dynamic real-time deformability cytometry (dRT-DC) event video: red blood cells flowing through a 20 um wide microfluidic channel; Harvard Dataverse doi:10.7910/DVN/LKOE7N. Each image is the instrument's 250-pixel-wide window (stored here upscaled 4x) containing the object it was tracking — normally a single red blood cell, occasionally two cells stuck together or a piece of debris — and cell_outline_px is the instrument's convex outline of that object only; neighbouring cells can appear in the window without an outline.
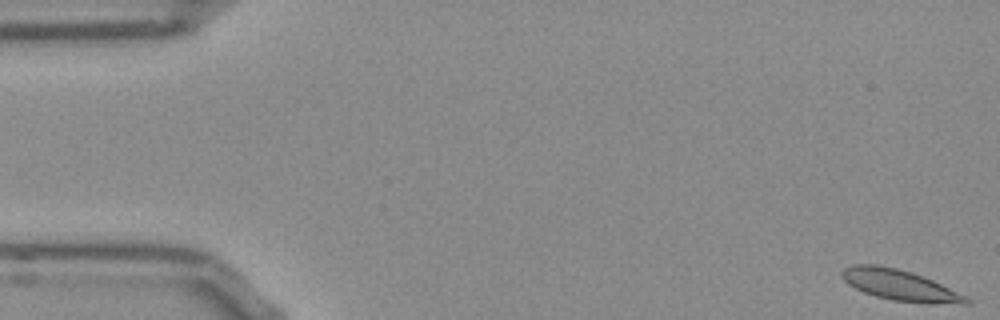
{"species": "Egyptian fruit bat (a non-hibernating species)", "species_latin": "Rousettus aegyptiacus", "temperature_condition": "room temperature", "stored_images_in_passage": 54, "camera_frame_rate_fps": 3000, "um_per_image_px": 0.085, "frame": {"image": 1, "passage_image": 1, "time_ms": 0.0, "image_size_px": [1000, 320], "cell_outline_px": [[972, 304], [960, 304], [892, 300], [876, 296], [864, 292], [848, 284], [840, 276], [840, 272], [844, 268], [852, 264], [876, 264], [896, 268], [912, 272], [932, 280], [968, 296], [972, 300]], "centroid_in_image_um": [76.48, 24.22], "position_along_channel_um": 8.5, "area_um2": 22.14}}
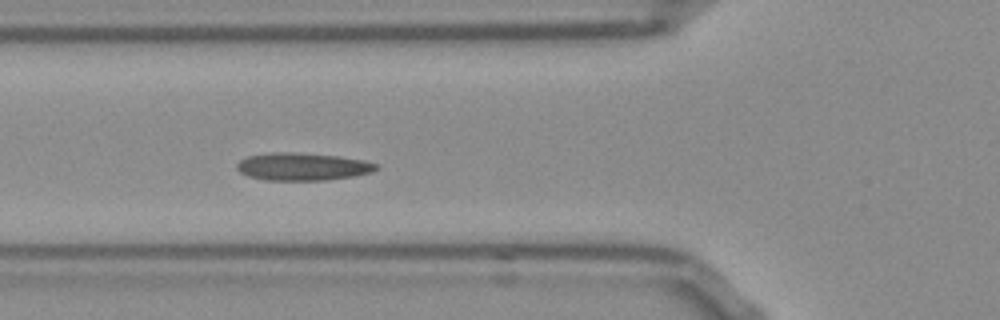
{"frame": {"image": 2, "passage_image": 19, "time_ms": 6.0, "image_size_px": [1000, 320], "cell_outline_px": [[380, 168], [372, 172], [356, 176], [324, 180], [264, 180], [248, 176], [240, 172], [236, 168], [236, 164], [240, 160], [248, 156], [272, 152], [292, 152], [340, 156], [364, 160], [376, 164]], "centroid_in_image_um": [25.72, 14.16], "position_along_channel_um": 100.1, "area_um2": 22.54}}
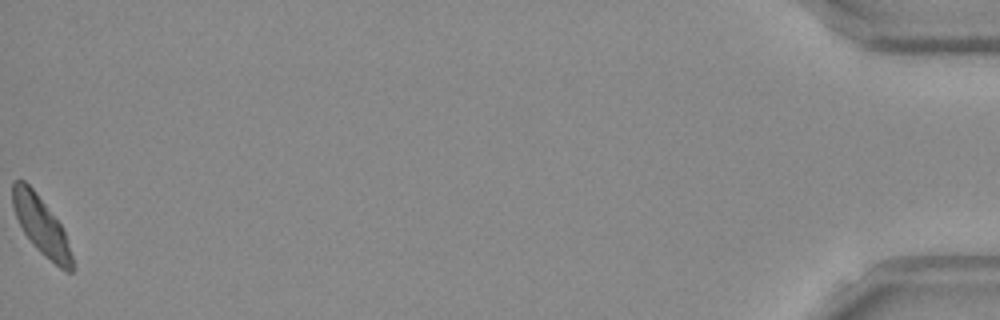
{"frame": {"image": 3, "passage_image": 54, "time_ms": 17.667, "image_size_px": [1000, 320], "cell_outline_px": [[76, 268], [72, 272], [68, 272], [60, 268], [44, 256], [36, 248], [24, 232], [12, 208], [12, 180], [24, 180], [32, 188], [60, 224], [64, 232]], "centroid_in_image_um": [3.5, 19.21], "position_along_channel_um": 431.7, "area_um2": 19.83}, "authors_computed_cell_mechanics": {"area_um2": 21.2993, "velocity_mm_per_s": 3.7398, "shape_relaxation_time_tau1_ms": null, "shape_relaxation_time_tau2_ms": 4.7953, "deformation_change_tau1": null, "deformation_change_tau2": 0.0812}}